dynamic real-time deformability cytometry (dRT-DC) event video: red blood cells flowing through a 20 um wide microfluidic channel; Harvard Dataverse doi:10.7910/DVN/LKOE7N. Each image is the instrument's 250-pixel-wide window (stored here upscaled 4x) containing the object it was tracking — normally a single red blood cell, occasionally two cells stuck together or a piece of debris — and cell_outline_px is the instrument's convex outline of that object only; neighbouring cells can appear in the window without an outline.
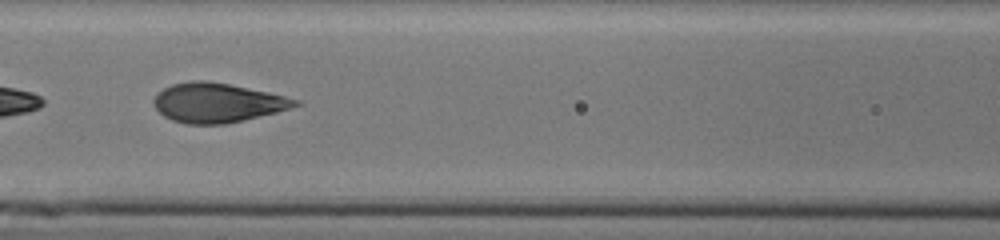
{"species": "human", "species_latin": "Homo sapiens", "temperature_condition": "cold", "stored_images_in_passage": 44, "segment_of_instrument_passage": [2, 2], "camera_frame_rate_fps": 3000, "um_per_image_px": 0.085, "donor": {"sex": "male"}, "frame": {"image": 1, "passage_image": 17, "time_ms": 5.333, "image_size_px": [1000, 240], "cell_outline_px": [[304, 104], [276, 112], [224, 124], [188, 124], [172, 120], [164, 116], [152, 104], [152, 100], [156, 92], [172, 84], [192, 80], [204, 80], [228, 84], [268, 92], [300, 100]], "centroid_in_image_um": [18.44, 8.72], "position_along_channel_um": 148.2, "area_um2": 32.37}}
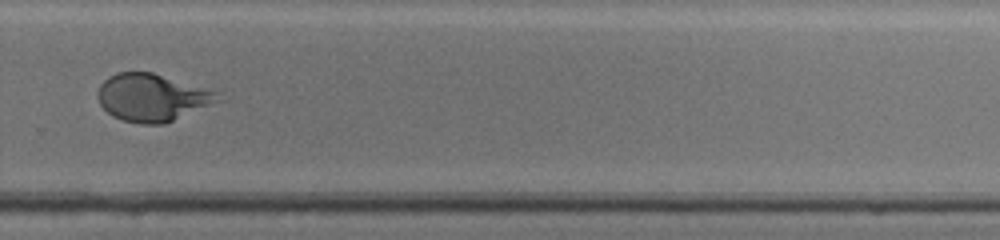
{"frame": {"image": 2, "passage_image": 30, "time_ms": 9.667, "image_size_px": [1000, 240], "cell_outline_px": [[220, 100], [164, 124], [140, 124], [124, 120], [112, 116], [100, 104], [96, 96], [96, 92], [100, 84], [108, 76], [116, 72], [152, 72], [216, 92]], "centroid_in_image_um": [12.83, 8.29], "position_along_channel_um": 317.0, "area_um2": 32.71}}
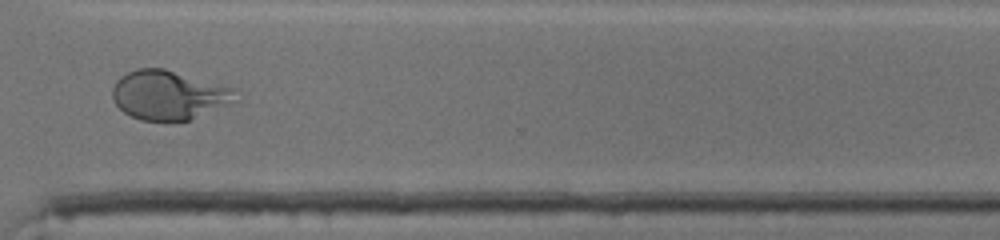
{"frame": {"image": 3, "passage_image": 33, "time_ms": 10.667, "image_size_px": [1000, 240], "cell_outline_px": [[236, 88], [232, 104], [188, 120], [140, 120], [124, 112], [116, 104], [112, 96], [112, 88], [116, 80], [120, 76], [136, 68], [164, 68]], "centroid_in_image_um": [14.33, 8.06], "position_along_channel_um": 356.3, "area_um2": 35.2}}